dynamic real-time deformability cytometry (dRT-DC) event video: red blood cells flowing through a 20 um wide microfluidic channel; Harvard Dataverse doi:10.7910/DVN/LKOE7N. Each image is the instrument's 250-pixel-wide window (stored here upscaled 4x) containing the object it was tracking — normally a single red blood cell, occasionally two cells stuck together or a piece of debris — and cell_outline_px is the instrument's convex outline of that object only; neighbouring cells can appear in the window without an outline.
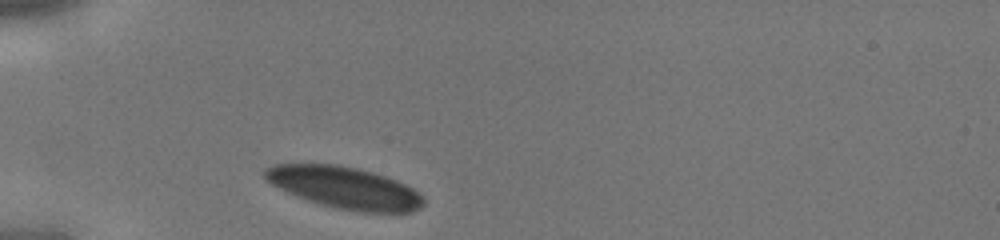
{"species": "human", "species_latin": "Homo sapiens", "temperature_condition": "cold", "stored_images_in_passage": 25, "camera_frame_rate_fps": 3000, "um_per_image_px": 0.085, "donor": {"sex": "male"}, "frame": {"image": 1, "passage_image": 1, "time_ms": 0.0, "image_size_px": [1000, 240], "cell_outline_px": [[424, 204], [420, 208], [412, 212], [356, 212], [336, 208], [320, 204], [296, 196], [272, 184], [264, 176], [264, 168], [276, 164], [336, 164], [356, 168], [372, 172], [396, 180], [420, 192], [424, 196]], "centroid_in_image_um": [29.32, 15.96], "position_along_channel_um": 55.7, "area_um2": 38.55}}
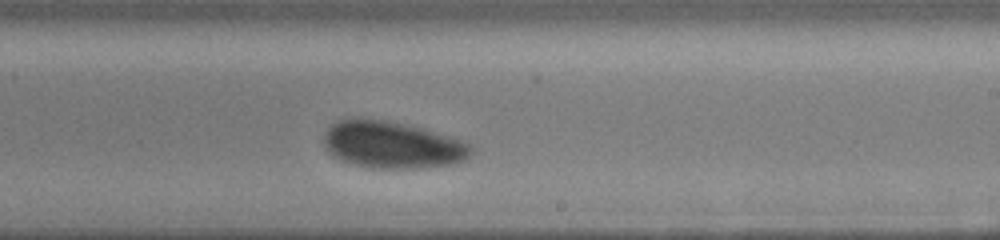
{"frame": {"image": 2, "passage_image": 15, "time_ms": 4.667, "image_size_px": [1000, 240], "cell_outline_px": [[472, 152], [464, 160], [452, 164], [424, 168], [372, 168], [352, 164], [340, 160], [332, 156], [324, 148], [324, 132], [336, 120], [352, 116], [360, 116], [384, 120], [404, 124], [448, 136], [460, 140], [468, 144], [472, 148]], "centroid_in_image_um": [33.24, 12.3], "position_along_channel_um": 255.8, "area_um2": 40.63}}
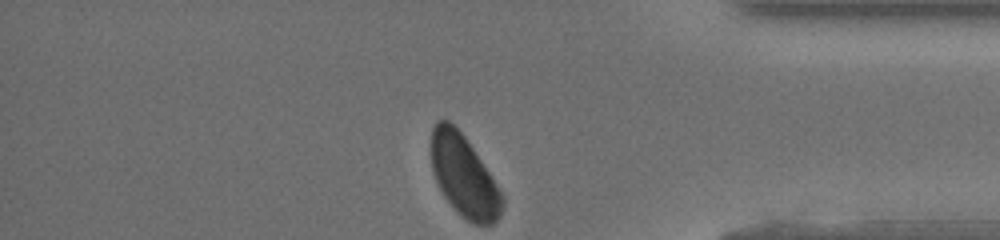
{"frame": {"image": 3, "passage_image": 25, "time_ms": 8.0, "image_size_px": [1000, 240], "cell_outline_px": [[504, 204], [500, 216], [492, 224], [472, 224], [460, 216], [456, 212], [444, 196], [432, 172], [428, 148], [432, 128], [436, 120], [448, 120], [464, 136], [504, 196]], "centroid_in_image_um": [39.38, 14.96], "position_along_channel_um": 395.8, "area_um2": 33.93}}